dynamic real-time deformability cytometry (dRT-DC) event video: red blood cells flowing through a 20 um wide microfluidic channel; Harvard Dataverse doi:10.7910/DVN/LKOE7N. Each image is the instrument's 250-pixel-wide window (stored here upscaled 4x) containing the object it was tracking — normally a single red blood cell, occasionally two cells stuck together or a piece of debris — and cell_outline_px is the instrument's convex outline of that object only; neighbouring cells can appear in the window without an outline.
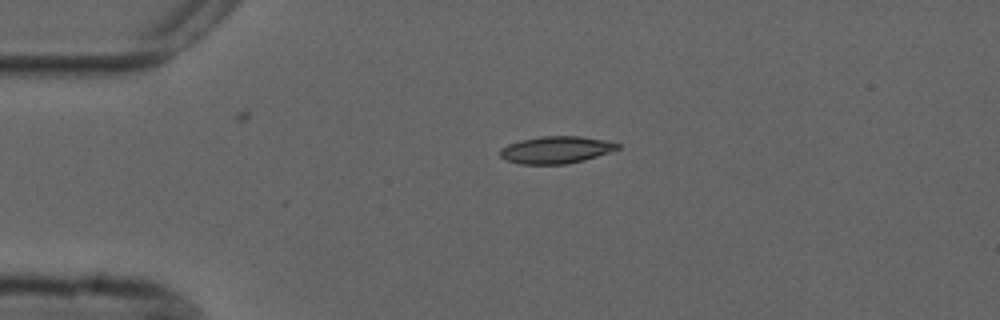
{"species": "common noctule bat (a hibernating species)", "species_latin": "Nyctalus noctula", "temperature_condition": "cold", "stored_images_in_passage": 2, "camera_frame_rate_fps": 3000, "um_per_image_px": 0.085, "animal": {"sex": "male", "forearm_length_mm": 52.5}, "frame": {"image": 1, "passage_image": 1, "time_ms": 0.0, "image_size_px": [1000, 320], "cell_outline_px": [[620, 148], [612, 152], [584, 160], [564, 164], [520, 164], [504, 160], [500, 156], [500, 148], [508, 144], [520, 140], [540, 136], [580, 136], [608, 140], [620, 144]], "centroid_in_image_um": [47.28, 12.73], "position_along_channel_um": 37.7, "area_um2": 18.84}}